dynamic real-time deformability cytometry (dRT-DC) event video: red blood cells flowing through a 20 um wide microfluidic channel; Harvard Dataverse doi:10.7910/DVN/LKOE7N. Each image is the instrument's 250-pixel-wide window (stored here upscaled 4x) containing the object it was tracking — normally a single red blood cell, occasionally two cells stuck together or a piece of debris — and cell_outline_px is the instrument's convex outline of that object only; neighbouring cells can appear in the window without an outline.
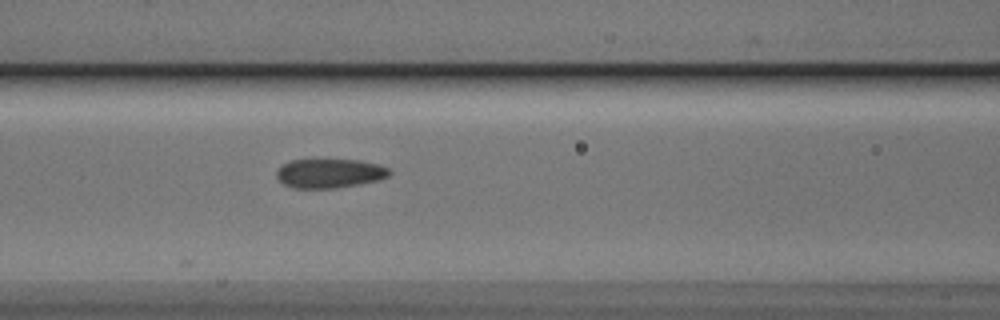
{"species": "Egyptian fruit bat (a non-hibernating species)", "species_latin": "Rousettus aegyptiacus", "temperature_condition": "cold", "stored_images_in_passage": 17, "camera_frame_rate_fps": 3000, "um_per_image_px": 0.085, "animal": {"sex": "male"}, "frame": {"image": 1, "passage_image": 7, "time_ms": 2.0, "image_size_px": [1000, 320], "cell_outline_px": [[392, 172], [388, 176], [376, 180], [336, 188], [292, 188], [284, 184], [276, 176], [276, 168], [292, 160], [360, 160], [376, 164], [388, 168]], "centroid_in_image_um": [27.97, 14.73], "position_along_channel_um": 138.6, "area_um2": 18.96}}
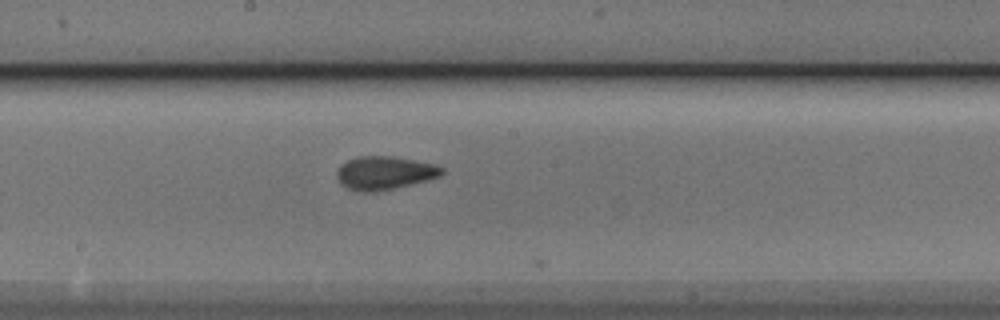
{"frame": {"image": 2, "passage_image": 13, "time_ms": 4.0, "image_size_px": [1000, 320], "cell_outline_px": [[444, 172], [440, 176], [428, 180], [376, 192], [360, 192], [348, 188], [340, 184], [336, 176], [336, 172], [340, 164], [356, 156], [392, 156], [436, 164], [444, 168]], "centroid_in_image_um": [32.67, 14.69], "position_along_channel_um": 215.5, "area_um2": 20.58}}
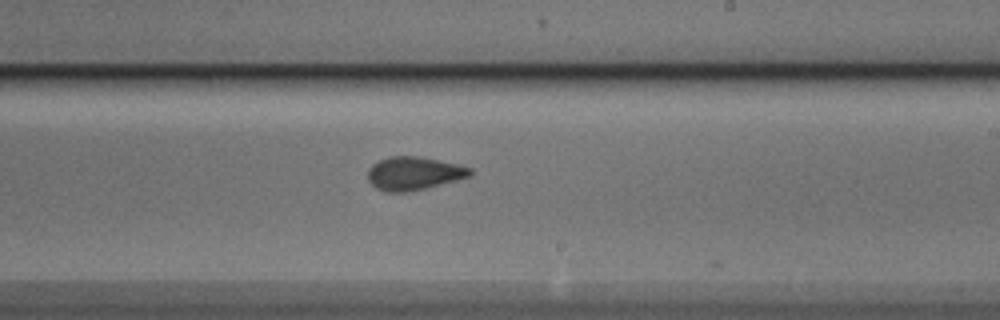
{"frame": {"image": 3, "passage_image": 16, "time_ms": 5.0, "image_size_px": [1000, 320], "cell_outline_px": [[472, 176], [424, 188], [404, 192], [388, 192], [376, 188], [368, 180], [368, 168], [372, 164], [388, 156], [416, 156], [460, 164], [472, 168]], "centroid_in_image_um": [35.18, 14.72], "position_along_channel_um": 253.8, "area_um2": 19.77}}